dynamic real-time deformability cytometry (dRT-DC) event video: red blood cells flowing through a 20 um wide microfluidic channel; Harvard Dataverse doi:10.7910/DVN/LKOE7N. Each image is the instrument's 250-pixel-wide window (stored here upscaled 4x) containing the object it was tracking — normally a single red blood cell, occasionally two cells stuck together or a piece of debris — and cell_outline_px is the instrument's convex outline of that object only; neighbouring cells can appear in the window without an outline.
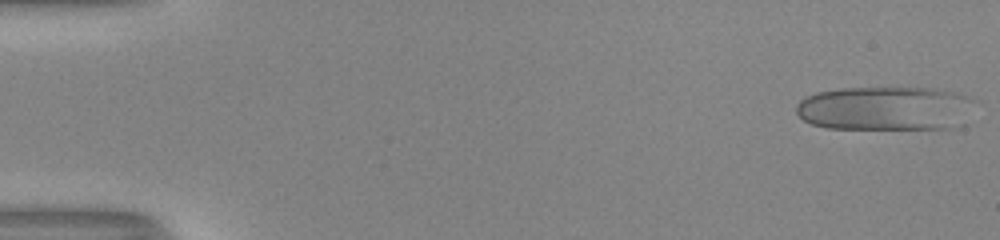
{"species": "human", "species_latin": "Homo sapiens", "temperature_condition": "room temperature", "stored_images_in_passage": 16, "camera_frame_rate_fps": 3000, "um_per_image_px": 0.085, "donor": {"sex": "male"}, "frame": {"image": 1, "passage_image": 1, "time_ms": 0.0, "image_size_px": [1000, 240], "cell_outline_px": [[980, 100], [952, 128], [828, 128], [812, 124], [804, 120], [796, 112], [796, 104], [804, 96], [816, 92], [844, 88], [932, 88], [956, 92]], "centroid_in_image_um": [75.23, 9.19], "position_along_channel_um": 9.8, "area_um2": 45.72}}
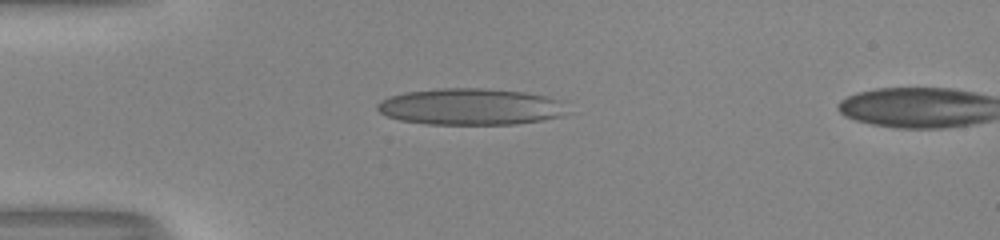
{"frame": {"image": 2, "passage_image": 14, "time_ms": 4.333, "image_size_px": [1000, 240], "cell_outline_px": [[564, 116], [516, 124], [428, 124], [400, 120], [388, 116], [380, 112], [376, 108], [376, 104], [380, 100], [404, 92], [440, 88], [484, 88], [524, 92], [548, 96], [564, 100]], "centroid_in_image_um": [40.0, 9.06], "position_along_channel_um": 45.0, "area_um2": 40.52}}